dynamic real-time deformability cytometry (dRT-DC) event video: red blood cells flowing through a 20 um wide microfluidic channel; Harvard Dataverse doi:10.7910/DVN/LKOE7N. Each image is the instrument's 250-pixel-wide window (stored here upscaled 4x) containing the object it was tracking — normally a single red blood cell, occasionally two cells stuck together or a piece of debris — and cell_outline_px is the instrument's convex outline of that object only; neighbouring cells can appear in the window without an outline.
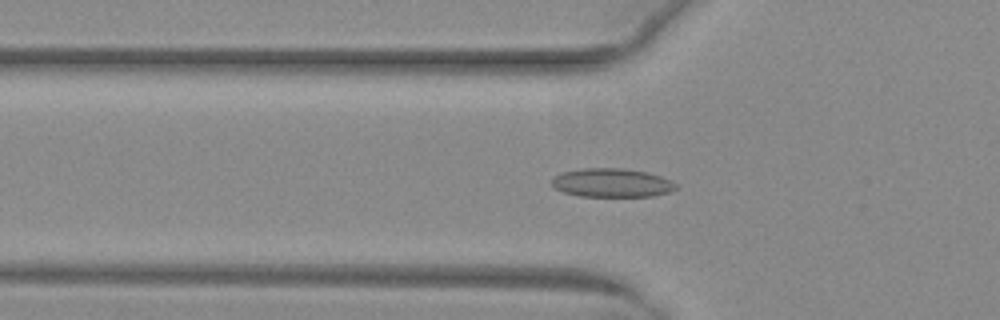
{"species": "common noctule bat (a hibernating species)", "species_latin": "Nyctalus noctula", "temperature_condition": "warm", "stored_images_in_passage": 40, "segment_of_instrument_passage": [1, 2], "camera_frame_rate_fps": 3000, "um_per_image_px": 0.085, "animal": {"sex": "female", "body_mass_g": 29.2, "forearm_length_mm": 56.3}, "frame": {"image": 1, "passage_image": 5, "time_ms": 1.333, "image_size_px": [1000, 320], "cell_outline_px": [[676, 188], [672, 192], [652, 196], [580, 196], [564, 192], [552, 188], [552, 180], [556, 176], [564, 172], [584, 168], [624, 168], [648, 172], [672, 180], [676, 184]], "centroid_in_image_um": [52.04, 15.54], "position_along_channel_um": 73.8, "area_um2": 20.81}}
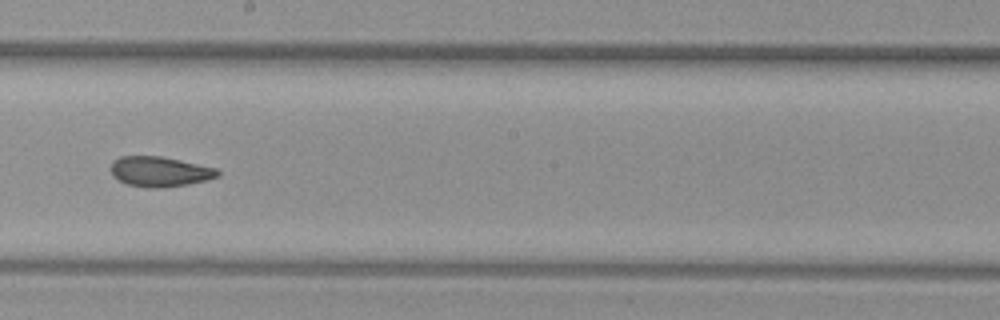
{"frame": {"image": 2, "passage_image": 17, "time_ms": 5.333, "image_size_px": [1000, 320], "cell_outline_px": [[220, 176], [208, 180], [188, 184], [164, 188], [148, 188], [128, 184], [112, 176], [112, 160], [120, 156], [160, 156], [180, 160], [216, 168], [220, 172]], "centroid_in_image_um": [13.6, 14.59], "position_along_channel_um": 234.6, "area_um2": 18.79}}
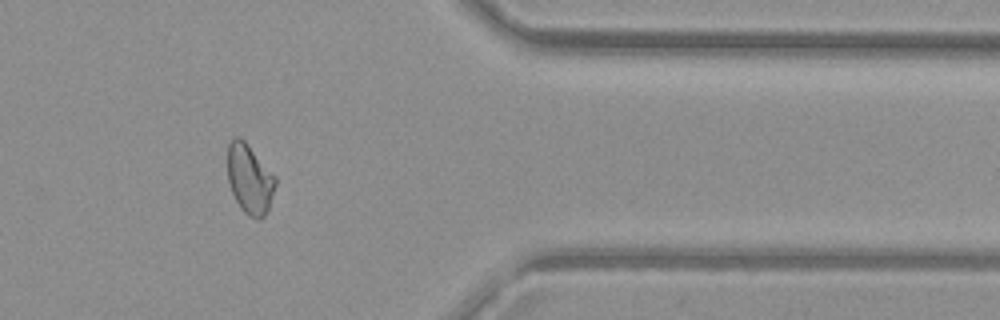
{"frame": {"image": 3, "passage_image": 30, "time_ms": 9.667, "image_size_px": [1000, 320], "cell_outline_px": [[276, 184], [268, 208], [264, 216], [260, 220], [256, 220], [248, 216], [240, 208], [232, 192], [228, 180], [228, 144], [236, 136], [240, 136], [244, 140], [276, 176]], "centroid_in_image_um": [21.22, 15.23], "position_along_channel_um": 390.2, "area_um2": 19.36}}